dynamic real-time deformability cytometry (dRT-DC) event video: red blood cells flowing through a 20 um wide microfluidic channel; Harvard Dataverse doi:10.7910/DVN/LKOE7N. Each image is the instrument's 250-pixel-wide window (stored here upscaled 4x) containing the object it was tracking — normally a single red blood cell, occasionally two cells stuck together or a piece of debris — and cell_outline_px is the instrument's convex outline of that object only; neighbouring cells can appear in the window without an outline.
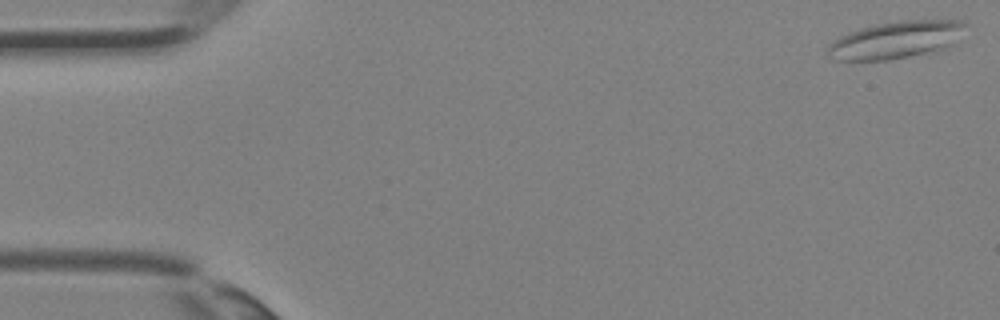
{"species": "Egyptian fruit bat (a non-hibernating species)", "species_latin": "Rousettus aegyptiacus", "temperature_condition": "room temperature", "stored_images_in_passage": 36, "camera_frame_rate_fps": 3000, "um_per_image_px": 0.085, "animal": {"sex": "female"}, "frame": {"image": 1, "passage_image": 1, "time_ms": 0.0, "image_size_px": [1000, 320], "cell_outline_px": [[968, 24], [948, 48], [936, 52], [888, 60], [836, 60], [828, 56], [824, 48], [828, 44], [840, 36], [848, 32], [876, 24], [900, 20], [964, 20]], "centroid_in_image_um": [76.14, 3.4], "position_along_channel_um": 8.9, "area_um2": 30.23}}
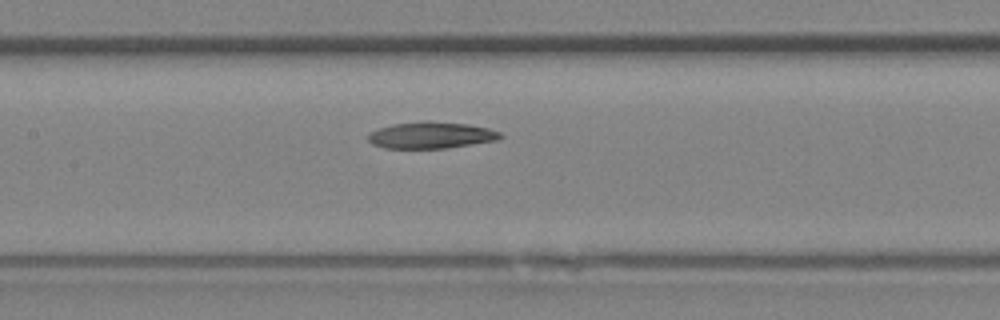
{"frame": {"image": 2, "passage_image": 17, "time_ms": 5.333, "image_size_px": [1000, 320], "cell_outline_px": [[504, 136], [496, 140], [448, 148], [384, 148], [372, 144], [368, 140], [368, 132], [392, 124], [424, 120], [428, 120], [468, 124], [488, 128], [500, 132]], "centroid_in_image_um": [36.62, 11.48], "position_along_channel_um": 170.8, "area_um2": 20.63}}
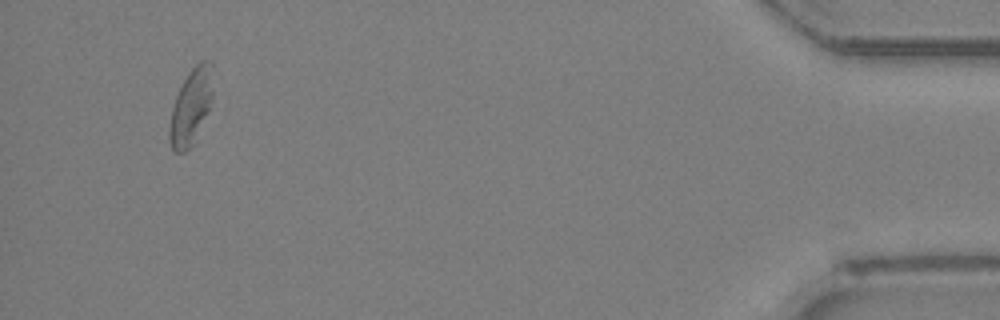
{"frame": {"image": 3, "passage_image": 34, "time_ms": 11.0, "image_size_px": [1000, 320], "cell_outline_px": [[212, 100], [208, 112], [192, 144], [184, 152], [172, 152], [168, 140], [168, 128], [172, 108], [176, 96], [188, 72], [200, 60], [212, 60]], "centroid_in_image_um": [16.22, 9.06], "position_along_channel_um": 419.0, "area_um2": 19.25}}